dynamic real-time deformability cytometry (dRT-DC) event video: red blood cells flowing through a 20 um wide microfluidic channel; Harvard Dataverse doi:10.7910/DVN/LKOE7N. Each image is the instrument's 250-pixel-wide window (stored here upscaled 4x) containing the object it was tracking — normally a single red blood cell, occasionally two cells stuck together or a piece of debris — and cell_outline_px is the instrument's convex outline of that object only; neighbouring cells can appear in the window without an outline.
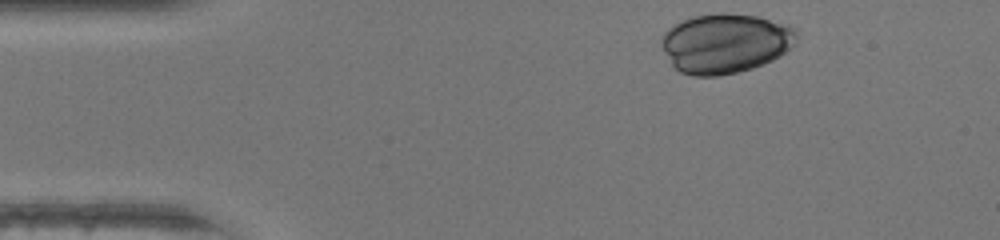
{"species": "human", "species_latin": "Homo sapiens", "temperature_condition": "warm", "stored_images_in_passage": 32, "camera_frame_rate_fps": 3000, "um_per_image_px": 0.085, "donor": {"sex": "female"}, "frame": {"image": 1, "passage_image": 1, "time_ms": 0.0, "image_size_px": [1000, 240], "cell_outline_px": [[796, 40], [780, 56], [764, 64], [752, 68], [736, 72], [716, 76], [692, 76], [680, 72], [672, 64], [664, 52], [660, 44], [660, 40], [664, 32], [668, 28], [680, 20], [692, 16], [720, 12], [724, 12], [756, 16], [788, 24], [796, 32]], "centroid_in_image_um": [61.6, 3.66], "position_along_channel_um": 23.4, "area_um2": 47.05}}
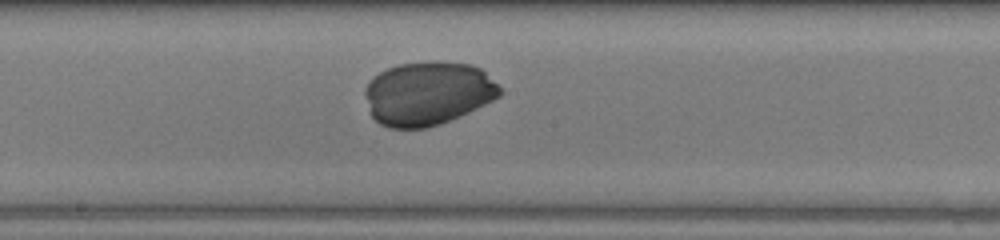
{"frame": {"image": 2, "passage_image": 19, "time_ms": 6.0, "image_size_px": [1000, 240], "cell_outline_px": [[504, 92], [500, 96], [468, 112], [440, 124], [424, 128], [388, 128], [380, 124], [372, 116], [364, 92], [364, 88], [372, 76], [388, 68], [400, 64], [432, 60], [440, 60], [472, 64], [480, 68]], "centroid_in_image_um": [36.35, 7.91], "position_along_channel_um": 211.9, "area_um2": 50.11}}
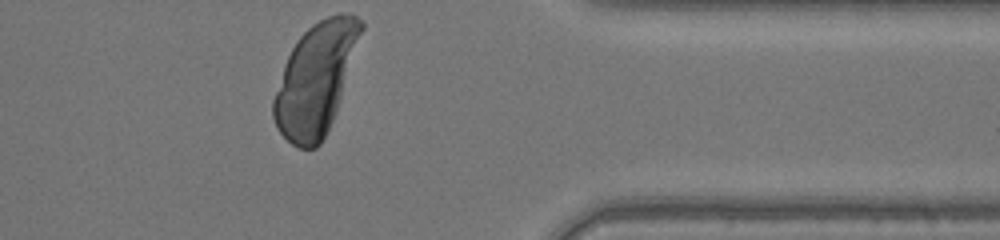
{"frame": {"image": 3, "passage_image": 32, "time_ms": 10.333, "image_size_px": [1000, 240], "cell_outline_px": [[364, 28], [336, 112], [320, 144], [316, 148], [300, 148], [292, 144], [276, 128], [272, 116], [272, 100], [284, 64], [296, 40], [312, 24], [328, 16], [340, 12], [352, 12], [364, 24]], "centroid_in_image_um": [26.83, 6.7], "position_along_channel_um": 384.6, "area_um2": 56.53}, "authors_computed_cell_mechanics": {"area_um2": 49.9392, "velocity_mm_per_s": 4.389, "shape_relaxation_time_tau1_ms": 3.9301, "shape_relaxation_time_tau2_ms": null, "deformation_change_tau1": 0.1973, "deformation_change_tau2": null}}